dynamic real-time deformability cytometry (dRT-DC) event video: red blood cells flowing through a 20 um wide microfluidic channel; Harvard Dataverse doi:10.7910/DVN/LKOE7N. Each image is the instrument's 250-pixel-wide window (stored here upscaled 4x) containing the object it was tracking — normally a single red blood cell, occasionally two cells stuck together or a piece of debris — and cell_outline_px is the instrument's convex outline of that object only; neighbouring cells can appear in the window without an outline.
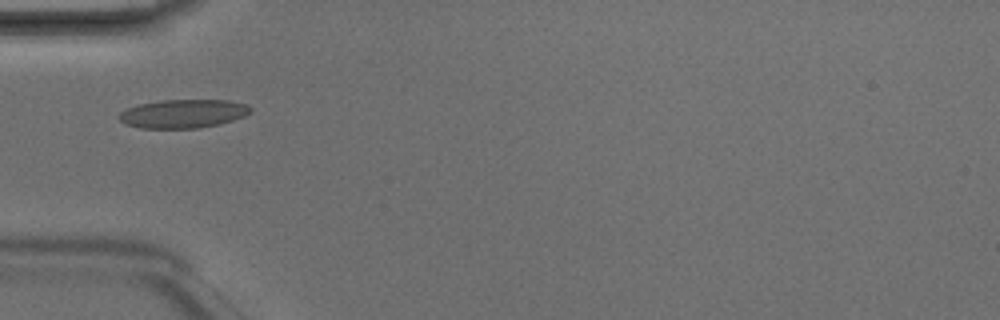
{"species": "Egyptian fruit bat (a non-hibernating species)", "species_latin": "Rousettus aegyptiacus", "temperature_condition": "room temperature", "stored_images_in_passage": 1, "camera_frame_rate_fps": 3000, "um_per_image_px": 0.085, "animal": {"sex": "male"}, "frame": {"image": 1, "passage_image": 1, "time_ms": 0.0, "image_size_px": [1000, 320], "cell_outline_px": [[252, 112], [244, 116], [232, 120], [216, 124], [196, 128], [140, 128], [124, 124], [116, 116], [120, 112], [128, 108], [140, 104], [160, 100], [228, 100], [248, 104], [252, 108]], "centroid_in_image_um": [15.56, 9.65], "position_along_channel_um": 69.4, "area_um2": 21.91}}